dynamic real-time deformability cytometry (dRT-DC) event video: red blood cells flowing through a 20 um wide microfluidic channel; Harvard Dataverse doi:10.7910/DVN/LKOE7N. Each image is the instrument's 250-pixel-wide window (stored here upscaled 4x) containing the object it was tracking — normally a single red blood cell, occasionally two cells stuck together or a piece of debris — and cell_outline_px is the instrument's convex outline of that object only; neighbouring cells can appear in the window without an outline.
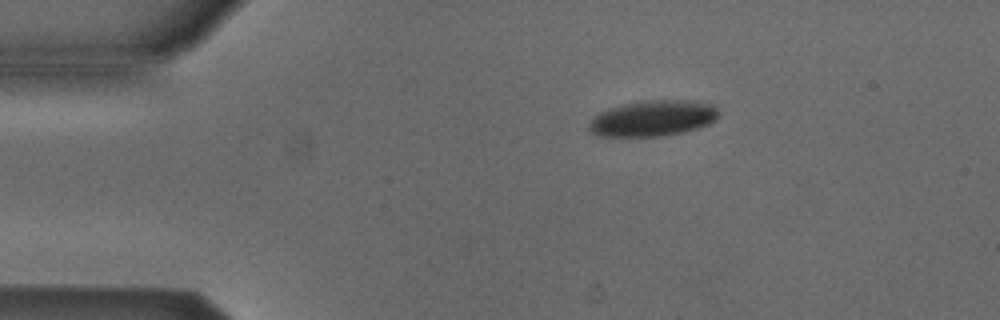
{"species": "Egyptian fruit bat (a non-hibernating species)", "species_latin": "Rousettus aegyptiacus", "temperature_condition": "cold", "stored_images_in_passage": 6, "camera_frame_rate_fps": 3000, "um_per_image_px": 0.085, "animal": {"sex": "male"}, "frame": {"image": 1, "passage_image": 1, "time_ms": 0.0, "image_size_px": [1000, 320], "cell_outline_px": [[716, 120], [700, 128], [684, 132], [664, 136], [596, 136], [588, 128], [588, 124], [600, 112], [624, 104], [648, 100], [696, 100], [712, 104], [716, 108]], "centroid_in_image_um": [55.52, 10.06], "position_along_channel_um": 29.5, "area_um2": 26.99}}
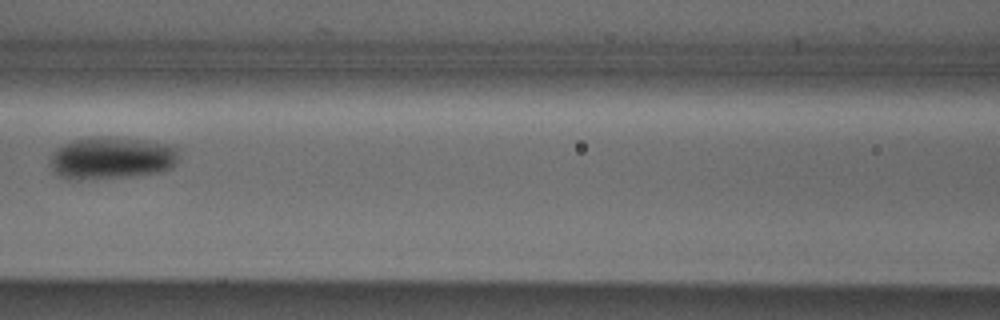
{"frame": {"image": 2, "passage_image": 5, "time_ms": 1.333, "image_size_px": [1000, 320], "cell_outline_px": [[180, 148], [176, 164], [172, 168], [160, 172], [136, 176], [76, 180], [68, 180], [56, 176], [48, 160], [56, 148], [72, 140], [96, 136], [116, 136], [144, 140], [168, 144]], "centroid_in_image_um": [9.48, 13.43], "position_along_channel_um": 157.1, "area_um2": 32.6}}
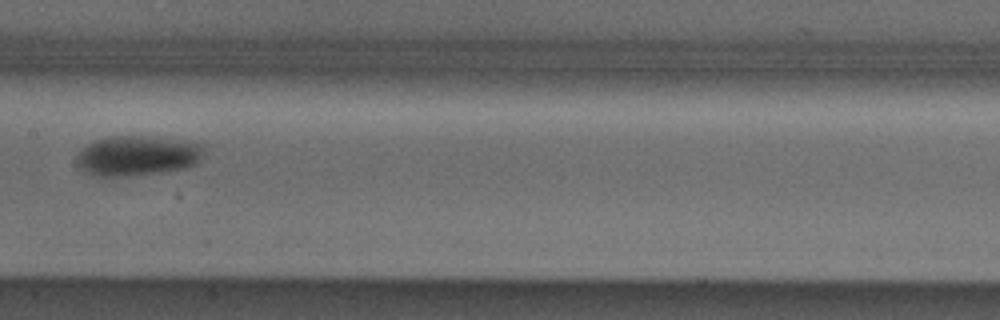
{"frame": {"image": 3, "passage_image": 6, "time_ms": 1.667, "image_size_px": [1000, 320], "cell_outline_px": [[204, 148], [200, 160], [196, 164], [184, 168], [160, 172], [128, 176], [96, 176], [84, 172], [80, 168], [76, 160], [76, 156], [88, 144], [96, 140], [108, 136], [148, 136], [188, 140], [204, 144]], "centroid_in_image_um": [11.7, 13.22], "position_along_channel_um": 195.7, "area_um2": 29.88}}